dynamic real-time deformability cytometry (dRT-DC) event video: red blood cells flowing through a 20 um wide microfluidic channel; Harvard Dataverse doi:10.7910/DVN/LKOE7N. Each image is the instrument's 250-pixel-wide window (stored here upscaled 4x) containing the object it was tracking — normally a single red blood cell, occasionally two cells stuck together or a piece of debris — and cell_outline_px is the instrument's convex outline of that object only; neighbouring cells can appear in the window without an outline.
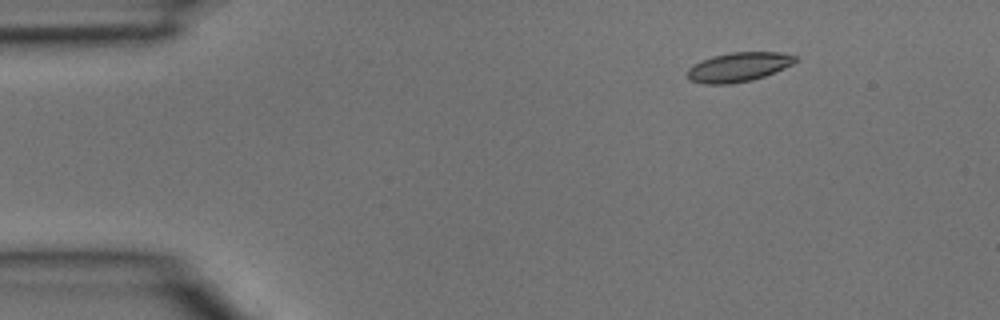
{"species": "common noctule bat (a hibernating species)", "species_latin": "Nyctalus noctula", "temperature_condition": "room temperature", "stored_images_in_passage": 3, "camera_frame_rate_fps": 3000, "um_per_image_px": 0.085, "animal": {"sex": "male", "body_mass_g": 15.6}, "frame": {"image": 1, "passage_image": 1, "time_ms": 0.0, "image_size_px": [1000, 320], "cell_outline_px": [[796, 60], [792, 64], [784, 68], [764, 76], [752, 80], [732, 84], [704, 84], [688, 80], [688, 68], [700, 60], [712, 56], [732, 52], [780, 52], [796, 56]], "centroid_in_image_um": [62.74, 5.7], "position_along_channel_um": 22.3, "area_um2": 18.44}}
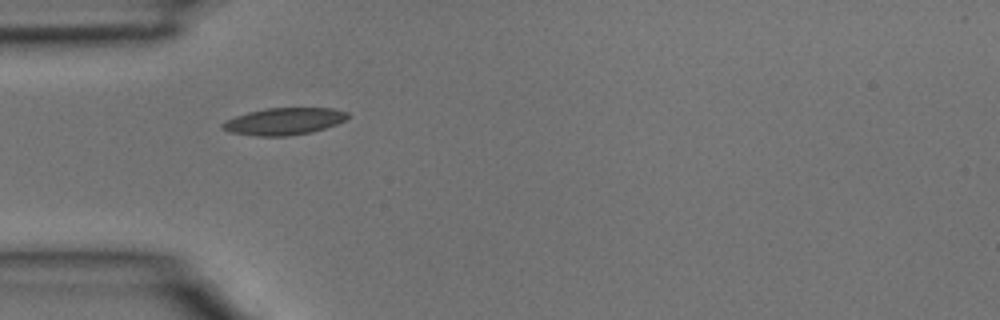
{"frame": {"image": 2, "passage_image": 3, "time_ms": 0.667, "image_size_px": [1000, 320], "cell_outline_px": [[348, 116], [344, 120], [336, 124], [312, 132], [288, 136], [256, 136], [232, 132], [220, 128], [220, 124], [236, 116], [248, 112], [268, 108], [332, 108], [348, 112]], "centroid_in_image_um": [24.13, 10.31], "position_along_channel_um": 60.9, "area_um2": 19.54}}